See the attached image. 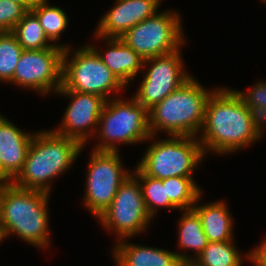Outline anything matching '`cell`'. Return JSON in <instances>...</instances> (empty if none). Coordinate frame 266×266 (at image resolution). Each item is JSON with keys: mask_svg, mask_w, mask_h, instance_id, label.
<instances>
[{"mask_svg": "<svg viewBox=\"0 0 266 266\" xmlns=\"http://www.w3.org/2000/svg\"><path fill=\"white\" fill-rule=\"evenodd\" d=\"M198 137L171 136L151 142L144 157L136 165L145 175L167 179L192 177L194 169L205 157Z\"/></svg>", "mask_w": 266, "mask_h": 266, "instance_id": "obj_7", "label": "cell"}, {"mask_svg": "<svg viewBox=\"0 0 266 266\" xmlns=\"http://www.w3.org/2000/svg\"><path fill=\"white\" fill-rule=\"evenodd\" d=\"M115 98V99H114ZM99 141L93 150L117 152L116 144H137L152 140L148 110L134 97L122 100L113 96L105 102L98 121ZM100 129V131H99Z\"/></svg>", "mask_w": 266, "mask_h": 266, "instance_id": "obj_5", "label": "cell"}, {"mask_svg": "<svg viewBox=\"0 0 266 266\" xmlns=\"http://www.w3.org/2000/svg\"><path fill=\"white\" fill-rule=\"evenodd\" d=\"M251 263L256 266H266V239L246 255Z\"/></svg>", "mask_w": 266, "mask_h": 266, "instance_id": "obj_28", "label": "cell"}, {"mask_svg": "<svg viewBox=\"0 0 266 266\" xmlns=\"http://www.w3.org/2000/svg\"><path fill=\"white\" fill-rule=\"evenodd\" d=\"M211 94V90L207 91L191 76L177 90L148 110L151 136L158 131H165L170 136L197 137L204 123L205 108Z\"/></svg>", "mask_w": 266, "mask_h": 266, "instance_id": "obj_4", "label": "cell"}, {"mask_svg": "<svg viewBox=\"0 0 266 266\" xmlns=\"http://www.w3.org/2000/svg\"><path fill=\"white\" fill-rule=\"evenodd\" d=\"M166 184L170 202L179 210L192 209L202 195L200 187L193 177H169L162 180Z\"/></svg>", "mask_w": 266, "mask_h": 266, "instance_id": "obj_22", "label": "cell"}, {"mask_svg": "<svg viewBox=\"0 0 266 266\" xmlns=\"http://www.w3.org/2000/svg\"><path fill=\"white\" fill-rule=\"evenodd\" d=\"M69 49L70 47L63 52L62 86L58 91L92 93L107 101L111 99L112 92L126 87L90 45L82 46L72 52L73 55L69 53ZM68 56H71L70 60Z\"/></svg>", "mask_w": 266, "mask_h": 266, "instance_id": "obj_6", "label": "cell"}, {"mask_svg": "<svg viewBox=\"0 0 266 266\" xmlns=\"http://www.w3.org/2000/svg\"><path fill=\"white\" fill-rule=\"evenodd\" d=\"M126 241L125 239L118 241L113 248L112 253L117 266H178L179 260L193 257L183 252H171Z\"/></svg>", "mask_w": 266, "mask_h": 266, "instance_id": "obj_16", "label": "cell"}, {"mask_svg": "<svg viewBox=\"0 0 266 266\" xmlns=\"http://www.w3.org/2000/svg\"><path fill=\"white\" fill-rule=\"evenodd\" d=\"M120 38L144 60L181 49L185 42L181 17L172 11L156 13Z\"/></svg>", "mask_w": 266, "mask_h": 266, "instance_id": "obj_8", "label": "cell"}, {"mask_svg": "<svg viewBox=\"0 0 266 266\" xmlns=\"http://www.w3.org/2000/svg\"><path fill=\"white\" fill-rule=\"evenodd\" d=\"M37 15L47 38L56 43L68 25L66 13L60 7L50 6L47 0L41 1L32 8Z\"/></svg>", "mask_w": 266, "mask_h": 266, "instance_id": "obj_24", "label": "cell"}, {"mask_svg": "<svg viewBox=\"0 0 266 266\" xmlns=\"http://www.w3.org/2000/svg\"><path fill=\"white\" fill-rule=\"evenodd\" d=\"M33 136L0 114V182H12L22 171Z\"/></svg>", "mask_w": 266, "mask_h": 266, "instance_id": "obj_15", "label": "cell"}, {"mask_svg": "<svg viewBox=\"0 0 266 266\" xmlns=\"http://www.w3.org/2000/svg\"><path fill=\"white\" fill-rule=\"evenodd\" d=\"M201 195L193 209L199 215L201 226L209 242H227L234 238L233 218L231 217L227 204L224 201H216L207 204L197 205Z\"/></svg>", "mask_w": 266, "mask_h": 266, "instance_id": "obj_18", "label": "cell"}, {"mask_svg": "<svg viewBox=\"0 0 266 266\" xmlns=\"http://www.w3.org/2000/svg\"><path fill=\"white\" fill-rule=\"evenodd\" d=\"M154 1H156L160 5L162 0H154Z\"/></svg>", "mask_w": 266, "mask_h": 266, "instance_id": "obj_31", "label": "cell"}, {"mask_svg": "<svg viewBox=\"0 0 266 266\" xmlns=\"http://www.w3.org/2000/svg\"><path fill=\"white\" fill-rule=\"evenodd\" d=\"M116 5L99 21L95 36L101 38H120L130 28L153 17L159 8L154 0H116Z\"/></svg>", "mask_w": 266, "mask_h": 266, "instance_id": "obj_14", "label": "cell"}, {"mask_svg": "<svg viewBox=\"0 0 266 266\" xmlns=\"http://www.w3.org/2000/svg\"><path fill=\"white\" fill-rule=\"evenodd\" d=\"M135 168L133 174L139 180L148 214L152 218L155 217L154 215H156V211L160 207H165L169 210H177L167 196L166 184H163L161 179L145 175L138 167L135 166Z\"/></svg>", "mask_w": 266, "mask_h": 266, "instance_id": "obj_21", "label": "cell"}, {"mask_svg": "<svg viewBox=\"0 0 266 266\" xmlns=\"http://www.w3.org/2000/svg\"><path fill=\"white\" fill-rule=\"evenodd\" d=\"M233 241L209 242L195 259L203 266H242L243 257Z\"/></svg>", "mask_w": 266, "mask_h": 266, "instance_id": "obj_23", "label": "cell"}, {"mask_svg": "<svg viewBox=\"0 0 266 266\" xmlns=\"http://www.w3.org/2000/svg\"><path fill=\"white\" fill-rule=\"evenodd\" d=\"M97 219L103 228L116 233L118 241L147 230L152 217L146 210L141 186L134 174L121 184L109 207Z\"/></svg>", "mask_w": 266, "mask_h": 266, "instance_id": "obj_9", "label": "cell"}, {"mask_svg": "<svg viewBox=\"0 0 266 266\" xmlns=\"http://www.w3.org/2000/svg\"><path fill=\"white\" fill-rule=\"evenodd\" d=\"M109 46L104 54L95 46H90L97 52L102 62L128 86L130 81L143 69L144 59L129 47L121 38H102Z\"/></svg>", "mask_w": 266, "mask_h": 266, "instance_id": "obj_17", "label": "cell"}, {"mask_svg": "<svg viewBox=\"0 0 266 266\" xmlns=\"http://www.w3.org/2000/svg\"><path fill=\"white\" fill-rule=\"evenodd\" d=\"M16 3L23 5L27 10H32V8L44 0H12Z\"/></svg>", "mask_w": 266, "mask_h": 266, "instance_id": "obj_29", "label": "cell"}, {"mask_svg": "<svg viewBox=\"0 0 266 266\" xmlns=\"http://www.w3.org/2000/svg\"><path fill=\"white\" fill-rule=\"evenodd\" d=\"M49 193L22 189L12 182H0V241L15 234L34 247L50 243Z\"/></svg>", "mask_w": 266, "mask_h": 266, "instance_id": "obj_2", "label": "cell"}, {"mask_svg": "<svg viewBox=\"0 0 266 266\" xmlns=\"http://www.w3.org/2000/svg\"><path fill=\"white\" fill-rule=\"evenodd\" d=\"M84 147L77 140L51 130L34 133L23 169L12 183L50 194L51 179L65 173Z\"/></svg>", "mask_w": 266, "mask_h": 266, "instance_id": "obj_3", "label": "cell"}, {"mask_svg": "<svg viewBox=\"0 0 266 266\" xmlns=\"http://www.w3.org/2000/svg\"><path fill=\"white\" fill-rule=\"evenodd\" d=\"M11 32L15 35L23 50H40L52 46H61L64 49L69 47L63 44H49L48 42L51 41L47 38L37 15L32 10H28L24 14Z\"/></svg>", "mask_w": 266, "mask_h": 266, "instance_id": "obj_19", "label": "cell"}, {"mask_svg": "<svg viewBox=\"0 0 266 266\" xmlns=\"http://www.w3.org/2000/svg\"><path fill=\"white\" fill-rule=\"evenodd\" d=\"M263 131L257 116L236 90L218 88L207 100L198 140L204 154L212 151L226 155L258 141L264 135Z\"/></svg>", "mask_w": 266, "mask_h": 266, "instance_id": "obj_1", "label": "cell"}, {"mask_svg": "<svg viewBox=\"0 0 266 266\" xmlns=\"http://www.w3.org/2000/svg\"><path fill=\"white\" fill-rule=\"evenodd\" d=\"M64 48L52 46L40 50H23L10 83L49 94L62 86Z\"/></svg>", "mask_w": 266, "mask_h": 266, "instance_id": "obj_11", "label": "cell"}, {"mask_svg": "<svg viewBox=\"0 0 266 266\" xmlns=\"http://www.w3.org/2000/svg\"><path fill=\"white\" fill-rule=\"evenodd\" d=\"M118 152H91L83 200L96 218L109 207L119 187L130 175L123 168Z\"/></svg>", "mask_w": 266, "mask_h": 266, "instance_id": "obj_10", "label": "cell"}, {"mask_svg": "<svg viewBox=\"0 0 266 266\" xmlns=\"http://www.w3.org/2000/svg\"><path fill=\"white\" fill-rule=\"evenodd\" d=\"M256 84V85H255ZM249 92L236 91L244 104L257 116L263 129L266 123V82H257Z\"/></svg>", "mask_w": 266, "mask_h": 266, "instance_id": "obj_26", "label": "cell"}, {"mask_svg": "<svg viewBox=\"0 0 266 266\" xmlns=\"http://www.w3.org/2000/svg\"><path fill=\"white\" fill-rule=\"evenodd\" d=\"M28 10L12 0H0V32L12 31Z\"/></svg>", "mask_w": 266, "mask_h": 266, "instance_id": "obj_27", "label": "cell"}, {"mask_svg": "<svg viewBox=\"0 0 266 266\" xmlns=\"http://www.w3.org/2000/svg\"><path fill=\"white\" fill-rule=\"evenodd\" d=\"M183 215L178 222L179 240L178 245L184 249L195 251V259L203 249L208 245L209 241L203 231L199 215L192 209L182 210Z\"/></svg>", "mask_w": 266, "mask_h": 266, "instance_id": "obj_20", "label": "cell"}, {"mask_svg": "<svg viewBox=\"0 0 266 266\" xmlns=\"http://www.w3.org/2000/svg\"><path fill=\"white\" fill-rule=\"evenodd\" d=\"M180 49L169 54L144 60L151 64L134 98L147 110L177 90L191 76L184 70Z\"/></svg>", "mask_w": 266, "mask_h": 266, "instance_id": "obj_12", "label": "cell"}, {"mask_svg": "<svg viewBox=\"0 0 266 266\" xmlns=\"http://www.w3.org/2000/svg\"><path fill=\"white\" fill-rule=\"evenodd\" d=\"M23 48L11 31L0 32V81L11 82Z\"/></svg>", "mask_w": 266, "mask_h": 266, "instance_id": "obj_25", "label": "cell"}, {"mask_svg": "<svg viewBox=\"0 0 266 266\" xmlns=\"http://www.w3.org/2000/svg\"><path fill=\"white\" fill-rule=\"evenodd\" d=\"M178 266H203L196 259L179 260Z\"/></svg>", "mask_w": 266, "mask_h": 266, "instance_id": "obj_30", "label": "cell"}, {"mask_svg": "<svg viewBox=\"0 0 266 266\" xmlns=\"http://www.w3.org/2000/svg\"><path fill=\"white\" fill-rule=\"evenodd\" d=\"M56 93L71 98V102L58 126L59 128L53 131L58 135L73 138L85 146L87 140L96 134V127H98V121L106 100L96 94L78 91H57Z\"/></svg>", "mask_w": 266, "mask_h": 266, "instance_id": "obj_13", "label": "cell"}]
</instances>
